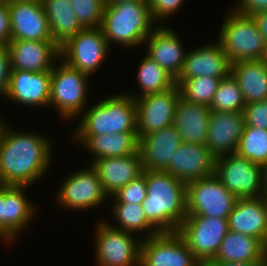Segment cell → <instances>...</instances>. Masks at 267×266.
<instances>
[{"instance_id": "obj_1", "label": "cell", "mask_w": 267, "mask_h": 266, "mask_svg": "<svg viewBox=\"0 0 267 266\" xmlns=\"http://www.w3.org/2000/svg\"><path fill=\"white\" fill-rule=\"evenodd\" d=\"M8 128L0 141V185L30 187L50 167L52 141L32 131L13 132Z\"/></svg>"}, {"instance_id": "obj_2", "label": "cell", "mask_w": 267, "mask_h": 266, "mask_svg": "<svg viewBox=\"0 0 267 266\" xmlns=\"http://www.w3.org/2000/svg\"><path fill=\"white\" fill-rule=\"evenodd\" d=\"M146 185L141 206L147 220L160 233L177 232L187 216L186 183L164 171H146Z\"/></svg>"}, {"instance_id": "obj_3", "label": "cell", "mask_w": 267, "mask_h": 266, "mask_svg": "<svg viewBox=\"0 0 267 266\" xmlns=\"http://www.w3.org/2000/svg\"><path fill=\"white\" fill-rule=\"evenodd\" d=\"M87 109L80 115L73 136L137 133L135 99L124 92L106 97Z\"/></svg>"}, {"instance_id": "obj_4", "label": "cell", "mask_w": 267, "mask_h": 266, "mask_svg": "<svg viewBox=\"0 0 267 266\" xmlns=\"http://www.w3.org/2000/svg\"><path fill=\"white\" fill-rule=\"evenodd\" d=\"M101 29L110 47L111 43L122 47L141 46L156 27L150 14L149 3H105Z\"/></svg>"}, {"instance_id": "obj_5", "label": "cell", "mask_w": 267, "mask_h": 266, "mask_svg": "<svg viewBox=\"0 0 267 266\" xmlns=\"http://www.w3.org/2000/svg\"><path fill=\"white\" fill-rule=\"evenodd\" d=\"M218 42L232 64L261 60L266 41L252 18L232 10L224 19Z\"/></svg>"}, {"instance_id": "obj_6", "label": "cell", "mask_w": 267, "mask_h": 266, "mask_svg": "<svg viewBox=\"0 0 267 266\" xmlns=\"http://www.w3.org/2000/svg\"><path fill=\"white\" fill-rule=\"evenodd\" d=\"M89 78L88 75L67 65L62 59L59 66L54 64L51 71L49 107L54 106L64 120L79 117L88 103Z\"/></svg>"}, {"instance_id": "obj_7", "label": "cell", "mask_w": 267, "mask_h": 266, "mask_svg": "<svg viewBox=\"0 0 267 266\" xmlns=\"http://www.w3.org/2000/svg\"><path fill=\"white\" fill-rule=\"evenodd\" d=\"M237 200L214 173L186 183L187 215L228 219Z\"/></svg>"}, {"instance_id": "obj_8", "label": "cell", "mask_w": 267, "mask_h": 266, "mask_svg": "<svg viewBox=\"0 0 267 266\" xmlns=\"http://www.w3.org/2000/svg\"><path fill=\"white\" fill-rule=\"evenodd\" d=\"M94 233L97 266L140 265L142 240H135L134 233L112 228L105 220L98 222Z\"/></svg>"}, {"instance_id": "obj_9", "label": "cell", "mask_w": 267, "mask_h": 266, "mask_svg": "<svg viewBox=\"0 0 267 266\" xmlns=\"http://www.w3.org/2000/svg\"><path fill=\"white\" fill-rule=\"evenodd\" d=\"M228 230V219L187 215L177 232L189 250L203 264L215 258Z\"/></svg>"}, {"instance_id": "obj_10", "label": "cell", "mask_w": 267, "mask_h": 266, "mask_svg": "<svg viewBox=\"0 0 267 266\" xmlns=\"http://www.w3.org/2000/svg\"><path fill=\"white\" fill-rule=\"evenodd\" d=\"M108 49L101 27L84 28L60 46V59L91 77L105 61Z\"/></svg>"}, {"instance_id": "obj_11", "label": "cell", "mask_w": 267, "mask_h": 266, "mask_svg": "<svg viewBox=\"0 0 267 266\" xmlns=\"http://www.w3.org/2000/svg\"><path fill=\"white\" fill-rule=\"evenodd\" d=\"M214 174L237 198L261 197L262 167L237 153L217 157Z\"/></svg>"}, {"instance_id": "obj_12", "label": "cell", "mask_w": 267, "mask_h": 266, "mask_svg": "<svg viewBox=\"0 0 267 266\" xmlns=\"http://www.w3.org/2000/svg\"><path fill=\"white\" fill-rule=\"evenodd\" d=\"M58 189L56 202L74 211L95 209L110 199L102 189L98 172L92 164L65 177Z\"/></svg>"}, {"instance_id": "obj_13", "label": "cell", "mask_w": 267, "mask_h": 266, "mask_svg": "<svg viewBox=\"0 0 267 266\" xmlns=\"http://www.w3.org/2000/svg\"><path fill=\"white\" fill-rule=\"evenodd\" d=\"M139 266H202L178 232L142 238Z\"/></svg>"}, {"instance_id": "obj_14", "label": "cell", "mask_w": 267, "mask_h": 266, "mask_svg": "<svg viewBox=\"0 0 267 266\" xmlns=\"http://www.w3.org/2000/svg\"><path fill=\"white\" fill-rule=\"evenodd\" d=\"M180 96L179 86L175 84L166 91L135 99L139 140L143 136L173 124L175 108Z\"/></svg>"}, {"instance_id": "obj_15", "label": "cell", "mask_w": 267, "mask_h": 266, "mask_svg": "<svg viewBox=\"0 0 267 266\" xmlns=\"http://www.w3.org/2000/svg\"><path fill=\"white\" fill-rule=\"evenodd\" d=\"M11 70L51 72L60 61V47L54 41L11 39L6 45Z\"/></svg>"}, {"instance_id": "obj_16", "label": "cell", "mask_w": 267, "mask_h": 266, "mask_svg": "<svg viewBox=\"0 0 267 266\" xmlns=\"http://www.w3.org/2000/svg\"><path fill=\"white\" fill-rule=\"evenodd\" d=\"M11 39L53 41L42 3L8 0Z\"/></svg>"}, {"instance_id": "obj_17", "label": "cell", "mask_w": 267, "mask_h": 266, "mask_svg": "<svg viewBox=\"0 0 267 266\" xmlns=\"http://www.w3.org/2000/svg\"><path fill=\"white\" fill-rule=\"evenodd\" d=\"M162 24L160 22L145 39L144 43L148 44L145 55L176 80L182 71L187 52L178 34Z\"/></svg>"}, {"instance_id": "obj_18", "label": "cell", "mask_w": 267, "mask_h": 266, "mask_svg": "<svg viewBox=\"0 0 267 266\" xmlns=\"http://www.w3.org/2000/svg\"><path fill=\"white\" fill-rule=\"evenodd\" d=\"M231 64L218 41L200 45L187 52L182 71L175 83L179 85L184 79L199 76L225 78L231 73Z\"/></svg>"}, {"instance_id": "obj_19", "label": "cell", "mask_w": 267, "mask_h": 266, "mask_svg": "<svg viewBox=\"0 0 267 266\" xmlns=\"http://www.w3.org/2000/svg\"><path fill=\"white\" fill-rule=\"evenodd\" d=\"M51 72L11 70L5 98L23 106L49 107Z\"/></svg>"}, {"instance_id": "obj_20", "label": "cell", "mask_w": 267, "mask_h": 266, "mask_svg": "<svg viewBox=\"0 0 267 266\" xmlns=\"http://www.w3.org/2000/svg\"><path fill=\"white\" fill-rule=\"evenodd\" d=\"M216 157L208 146L182 143L164 172L184 183L209 176L215 171Z\"/></svg>"}, {"instance_id": "obj_21", "label": "cell", "mask_w": 267, "mask_h": 266, "mask_svg": "<svg viewBox=\"0 0 267 266\" xmlns=\"http://www.w3.org/2000/svg\"><path fill=\"white\" fill-rule=\"evenodd\" d=\"M245 127L244 112L211 111L206 137L209 151L217 158L236 153Z\"/></svg>"}, {"instance_id": "obj_22", "label": "cell", "mask_w": 267, "mask_h": 266, "mask_svg": "<svg viewBox=\"0 0 267 266\" xmlns=\"http://www.w3.org/2000/svg\"><path fill=\"white\" fill-rule=\"evenodd\" d=\"M181 144L182 139L173 125L143 136L139 140L143 169L165 171Z\"/></svg>"}, {"instance_id": "obj_23", "label": "cell", "mask_w": 267, "mask_h": 266, "mask_svg": "<svg viewBox=\"0 0 267 266\" xmlns=\"http://www.w3.org/2000/svg\"><path fill=\"white\" fill-rule=\"evenodd\" d=\"M98 172L102 189L108 197L143 174L140 152L124 157H110L91 162Z\"/></svg>"}, {"instance_id": "obj_24", "label": "cell", "mask_w": 267, "mask_h": 266, "mask_svg": "<svg viewBox=\"0 0 267 266\" xmlns=\"http://www.w3.org/2000/svg\"><path fill=\"white\" fill-rule=\"evenodd\" d=\"M229 230L259 239L267 248V201L238 198L228 218Z\"/></svg>"}, {"instance_id": "obj_25", "label": "cell", "mask_w": 267, "mask_h": 266, "mask_svg": "<svg viewBox=\"0 0 267 266\" xmlns=\"http://www.w3.org/2000/svg\"><path fill=\"white\" fill-rule=\"evenodd\" d=\"M210 113L209 107L180 96L172 125L179 133L182 143L206 144Z\"/></svg>"}, {"instance_id": "obj_26", "label": "cell", "mask_w": 267, "mask_h": 266, "mask_svg": "<svg viewBox=\"0 0 267 266\" xmlns=\"http://www.w3.org/2000/svg\"><path fill=\"white\" fill-rule=\"evenodd\" d=\"M26 189L27 186H4V242L7 244L14 242L35 216L36 204L26 197Z\"/></svg>"}, {"instance_id": "obj_27", "label": "cell", "mask_w": 267, "mask_h": 266, "mask_svg": "<svg viewBox=\"0 0 267 266\" xmlns=\"http://www.w3.org/2000/svg\"><path fill=\"white\" fill-rule=\"evenodd\" d=\"M267 254L266 246L257 238L228 230L221 242L218 253L210 261L228 263H263Z\"/></svg>"}, {"instance_id": "obj_28", "label": "cell", "mask_w": 267, "mask_h": 266, "mask_svg": "<svg viewBox=\"0 0 267 266\" xmlns=\"http://www.w3.org/2000/svg\"><path fill=\"white\" fill-rule=\"evenodd\" d=\"M75 141L93 154L92 160L110 157H124L139 151L137 133H114L96 136H74Z\"/></svg>"}, {"instance_id": "obj_29", "label": "cell", "mask_w": 267, "mask_h": 266, "mask_svg": "<svg viewBox=\"0 0 267 266\" xmlns=\"http://www.w3.org/2000/svg\"><path fill=\"white\" fill-rule=\"evenodd\" d=\"M246 104L267 99V65L262 60L231 64V73Z\"/></svg>"}, {"instance_id": "obj_30", "label": "cell", "mask_w": 267, "mask_h": 266, "mask_svg": "<svg viewBox=\"0 0 267 266\" xmlns=\"http://www.w3.org/2000/svg\"><path fill=\"white\" fill-rule=\"evenodd\" d=\"M53 41L60 47L84 27L80 24L70 0H43Z\"/></svg>"}, {"instance_id": "obj_31", "label": "cell", "mask_w": 267, "mask_h": 266, "mask_svg": "<svg viewBox=\"0 0 267 266\" xmlns=\"http://www.w3.org/2000/svg\"><path fill=\"white\" fill-rule=\"evenodd\" d=\"M113 206L111 208L112 215L116 219L118 225L108 224L115 229L123 230L126 232L136 233L140 235V233L146 234L144 238L152 237L160 233L148 220L145 215L144 210L140 204H130V203H112ZM115 225V226H114ZM118 226V227H117Z\"/></svg>"}, {"instance_id": "obj_32", "label": "cell", "mask_w": 267, "mask_h": 266, "mask_svg": "<svg viewBox=\"0 0 267 266\" xmlns=\"http://www.w3.org/2000/svg\"><path fill=\"white\" fill-rule=\"evenodd\" d=\"M139 65L136 76L141 93H139L140 95L127 93V95L132 96L134 99L166 91L176 84L175 79L147 55L141 60Z\"/></svg>"}, {"instance_id": "obj_33", "label": "cell", "mask_w": 267, "mask_h": 266, "mask_svg": "<svg viewBox=\"0 0 267 266\" xmlns=\"http://www.w3.org/2000/svg\"><path fill=\"white\" fill-rule=\"evenodd\" d=\"M236 153L263 167L267 163V130L245 125Z\"/></svg>"}, {"instance_id": "obj_34", "label": "cell", "mask_w": 267, "mask_h": 266, "mask_svg": "<svg viewBox=\"0 0 267 266\" xmlns=\"http://www.w3.org/2000/svg\"><path fill=\"white\" fill-rule=\"evenodd\" d=\"M245 106L242 92L233 76L230 74L222 78L209 106L210 111L240 112Z\"/></svg>"}, {"instance_id": "obj_35", "label": "cell", "mask_w": 267, "mask_h": 266, "mask_svg": "<svg viewBox=\"0 0 267 266\" xmlns=\"http://www.w3.org/2000/svg\"><path fill=\"white\" fill-rule=\"evenodd\" d=\"M221 79L210 76L184 79L178 85L181 97L209 107Z\"/></svg>"}, {"instance_id": "obj_36", "label": "cell", "mask_w": 267, "mask_h": 266, "mask_svg": "<svg viewBox=\"0 0 267 266\" xmlns=\"http://www.w3.org/2000/svg\"><path fill=\"white\" fill-rule=\"evenodd\" d=\"M70 3L84 28L101 26L106 0H70Z\"/></svg>"}, {"instance_id": "obj_37", "label": "cell", "mask_w": 267, "mask_h": 266, "mask_svg": "<svg viewBox=\"0 0 267 266\" xmlns=\"http://www.w3.org/2000/svg\"><path fill=\"white\" fill-rule=\"evenodd\" d=\"M146 196V170H144L142 175L120 188L113 196H110V198L114 199L113 203H134L141 205Z\"/></svg>"}, {"instance_id": "obj_38", "label": "cell", "mask_w": 267, "mask_h": 266, "mask_svg": "<svg viewBox=\"0 0 267 266\" xmlns=\"http://www.w3.org/2000/svg\"><path fill=\"white\" fill-rule=\"evenodd\" d=\"M243 112L246 126L267 130V99L246 104Z\"/></svg>"}, {"instance_id": "obj_39", "label": "cell", "mask_w": 267, "mask_h": 266, "mask_svg": "<svg viewBox=\"0 0 267 266\" xmlns=\"http://www.w3.org/2000/svg\"><path fill=\"white\" fill-rule=\"evenodd\" d=\"M184 1L185 0H149L150 14L153 21H165L171 15H175L179 9L181 10Z\"/></svg>"}, {"instance_id": "obj_40", "label": "cell", "mask_w": 267, "mask_h": 266, "mask_svg": "<svg viewBox=\"0 0 267 266\" xmlns=\"http://www.w3.org/2000/svg\"><path fill=\"white\" fill-rule=\"evenodd\" d=\"M11 66L6 45H0V96L4 97L8 88Z\"/></svg>"}, {"instance_id": "obj_41", "label": "cell", "mask_w": 267, "mask_h": 266, "mask_svg": "<svg viewBox=\"0 0 267 266\" xmlns=\"http://www.w3.org/2000/svg\"><path fill=\"white\" fill-rule=\"evenodd\" d=\"M240 14L252 16L261 11H267V0H239L233 8Z\"/></svg>"}, {"instance_id": "obj_42", "label": "cell", "mask_w": 267, "mask_h": 266, "mask_svg": "<svg viewBox=\"0 0 267 266\" xmlns=\"http://www.w3.org/2000/svg\"><path fill=\"white\" fill-rule=\"evenodd\" d=\"M10 40V16L6 1L4 3H0V45H7Z\"/></svg>"}, {"instance_id": "obj_43", "label": "cell", "mask_w": 267, "mask_h": 266, "mask_svg": "<svg viewBox=\"0 0 267 266\" xmlns=\"http://www.w3.org/2000/svg\"><path fill=\"white\" fill-rule=\"evenodd\" d=\"M258 30L267 42V11H261L252 15Z\"/></svg>"}, {"instance_id": "obj_44", "label": "cell", "mask_w": 267, "mask_h": 266, "mask_svg": "<svg viewBox=\"0 0 267 266\" xmlns=\"http://www.w3.org/2000/svg\"><path fill=\"white\" fill-rule=\"evenodd\" d=\"M4 186L0 185V240L4 241Z\"/></svg>"}, {"instance_id": "obj_45", "label": "cell", "mask_w": 267, "mask_h": 266, "mask_svg": "<svg viewBox=\"0 0 267 266\" xmlns=\"http://www.w3.org/2000/svg\"><path fill=\"white\" fill-rule=\"evenodd\" d=\"M202 266H263V263H228L218 261H207Z\"/></svg>"}, {"instance_id": "obj_46", "label": "cell", "mask_w": 267, "mask_h": 266, "mask_svg": "<svg viewBox=\"0 0 267 266\" xmlns=\"http://www.w3.org/2000/svg\"><path fill=\"white\" fill-rule=\"evenodd\" d=\"M263 197L267 201V163L262 167V194Z\"/></svg>"}, {"instance_id": "obj_47", "label": "cell", "mask_w": 267, "mask_h": 266, "mask_svg": "<svg viewBox=\"0 0 267 266\" xmlns=\"http://www.w3.org/2000/svg\"><path fill=\"white\" fill-rule=\"evenodd\" d=\"M123 2L149 3V0H106L108 4H119Z\"/></svg>"}, {"instance_id": "obj_48", "label": "cell", "mask_w": 267, "mask_h": 266, "mask_svg": "<svg viewBox=\"0 0 267 266\" xmlns=\"http://www.w3.org/2000/svg\"><path fill=\"white\" fill-rule=\"evenodd\" d=\"M2 118L0 117V141L2 139V135L4 132V129L8 126L7 124H5L4 121L1 120Z\"/></svg>"}, {"instance_id": "obj_49", "label": "cell", "mask_w": 267, "mask_h": 266, "mask_svg": "<svg viewBox=\"0 0 267 266\" xmlns=\"http://www.w3.org/2000/svg\"><path fill=\"white\" fill-rule=\"evenodd\" d=\"M261 60L267 65V42Z\"/></svg>"}, {"instance_id": "obj_50", "label": "cell", "mask_w": 267, "mask_h": 266, "mask_svg": "<svg viewBox=\"0 0 267 266\" xmlns=\"http://www.w3.org/2000/svg\"><path fill=\"white\" fill-rule=\"evenodd\" d=\"M20 2H37V3H42L43 0H16Z\"/></svg>"}, {"instance_id": "obj_51", "label": "cell", "mask_w": 267, "mask_h": 266, "mask_svg": "<svg viewBox=\"0 0 267 266\" xmlns=\"http://www.w3.org/2000/svg\"><path fill=\"white\" fill-rule=\"evenodd\" d=\"M263 266H267V254L265 256L264 262H263Z\"/></svg>"}, {"instance_id": "obj_52", "label": "cell", "mask_w": 267, "mask_h": 266, "mask_svg": "<svg viewBox=\"0 0 267 266\" xmlns=\"http://www.w3.org/2000/svg\"><path fill=\"white\" fill-rule=\"evenodd\" d=\"M6 1H8V0H0V3H4V2H6Z\"/></svg>"}]
</instances>
